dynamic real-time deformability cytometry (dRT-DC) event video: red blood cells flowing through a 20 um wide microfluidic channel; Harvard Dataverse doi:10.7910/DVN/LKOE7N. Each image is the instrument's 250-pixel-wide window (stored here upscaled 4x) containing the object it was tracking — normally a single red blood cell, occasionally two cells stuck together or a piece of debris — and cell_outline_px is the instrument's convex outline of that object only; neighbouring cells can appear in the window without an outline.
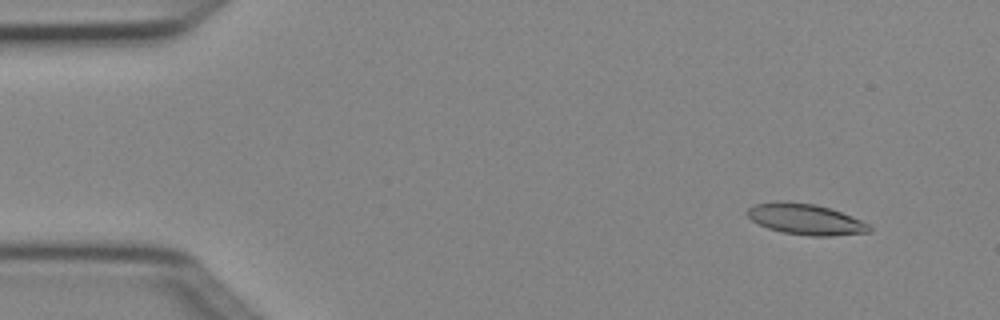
{"species": "Egyptian fruit bat (a non-hibernating species)", "species_latin": "Rousettus aegyptiacus", "temperature_condition": "cold", "stored_images_in_passage": 4, "camera_frame_rate_fps": 3000, "um_per_image_px": 0.085, "animal": {"sex": "female"}, "frame": {"image": 1, "passage_image": 1, "time_ms": 0.0, "image_size_px": [1000, 320], "cell_outline_px": [[872, 232], [832, 236], [812, 236], [784, 232], [768, 228], [752, 220], [744, 212], [752, 204], [780, 200], [784, 200], [816, 204], [840, 212], [860, 220], [868, 224], [872, 228]], "centroid_in_image_um": [68.44, 18.62], "position_along_channel_um": 16.6, "area_um2": 22.02}}
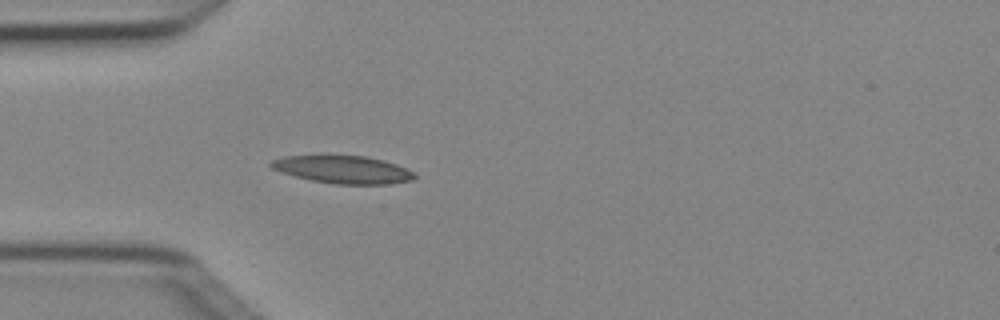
{"frame": {"image": 2, "passage_image": 4, "time_ms": 1.0, "image_size_px": [1000, 320], "cell_outline_px": [[416, 176], [412, 180], [388, 184], [336, 184], [312, 180], [280, 172], [272, 168], [268, 164], [272, 160], [284, 156], [364, 156], [384, 160], [396, 164], [412, 172]], "centroid_in_image_um": [29.14, 14.41], "position_along_channel_um": 55.9, "area_um2": 22.83}}